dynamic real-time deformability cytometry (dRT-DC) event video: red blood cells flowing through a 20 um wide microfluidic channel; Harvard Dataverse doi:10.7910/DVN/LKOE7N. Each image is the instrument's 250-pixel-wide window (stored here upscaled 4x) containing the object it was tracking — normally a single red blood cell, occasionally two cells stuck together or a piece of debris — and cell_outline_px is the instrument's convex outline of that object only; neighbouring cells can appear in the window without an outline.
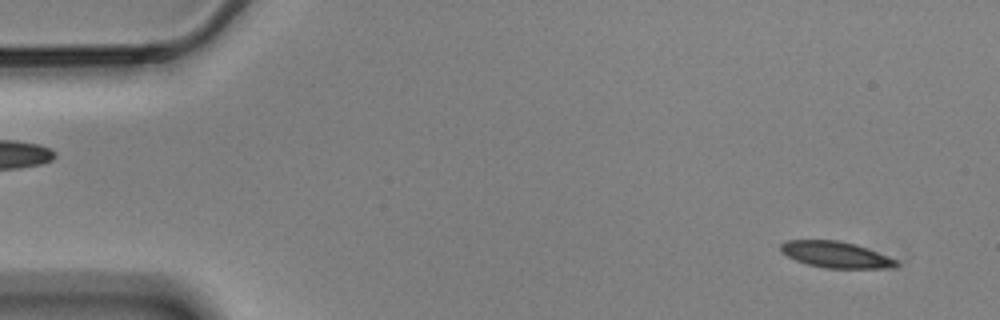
{"species": "Egyptian fruit bat (a non-hibernating species)", "species_latin": "Rousettus aegyptiacus", "temperature_condition": "cold", "stored_images_in_passage": 16, "camera_frame_rate_fps": 3000, "um_per_image_px": 0.085, "animal": {"sex": "male"}, "frame": {"image": 1, "passage_image": 3, "time_ms": 0.667, "image_size_px": [1000, 320], "cell_outline_px": [[900, 264], [892, 268], [824, 268], [808, 264], [796, 260], [780, 252], [780, 244], [788, 240], [840, 240], [856, 244], [888, 256], [896, 260]], "centroid_in_image_um": [71.04, 21.64], "position_along_channel_um": 14.0, "area_um2": 17.69}}
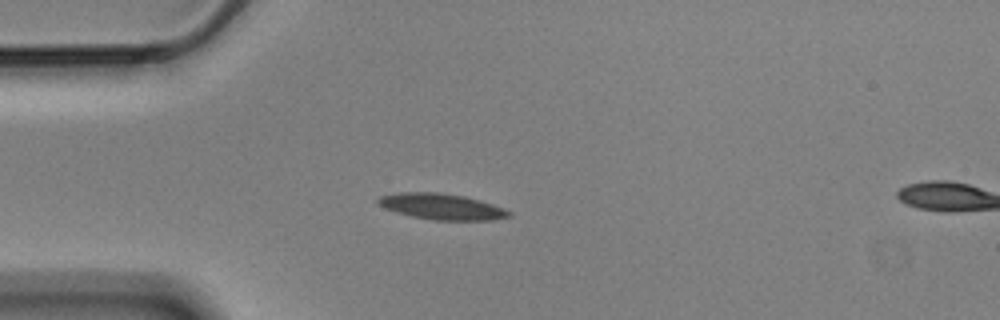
{"frame": {"image": 2, "passage_image": 14, "time_ms": 4.333, "image_size_px": [1000, 320], "cell_outline_px": [[512, 216], [492, 220], [432, 220], [412, 216], [396, 212], [384, 208], [376, 204], [376, 200], [380, 196], [396, 192], [436, 192], [464, 196], [480, 200], [504, 208], [512, 212]], "centroid_in_image_um": [37.52, 17.56], "position_along_channel_um": 47.5, "area_um2": 19.94}}